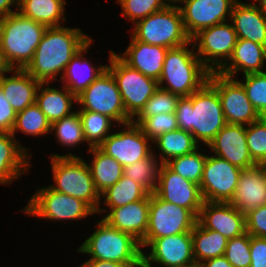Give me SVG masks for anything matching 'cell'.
<instances>
[{
	"mask_svg": "<svg viewBox=\"0 0 266 267\" xmlns=\"http://www.w3.org/2000/svg\"><path fill=\"white\" fill-rule=\"evenodd\" d=\"M266 47L247 39H238L229 60L217 71L234 78L241 70L244 75L265 72ZM263 68V69H262Z\"/></svg>",
	"mask_w": 266,
	"mask_h": 267,
	"instance_id": "25",
	"label": "cell"
},
{
	"mask_svg": "<svg viewBox=\"0 0 266 267\" xmlns=\"http://www.w3.org/2000/svg\"><path fill=\"white\" fill-rule=\"evenodd\" d=\"M138 126L151 141L163 133L178 129L175 112L147 116L138 124Z\"/></svg>",
	"mask_w": 266,
	"mask_h": 267,
	"instance_id": "45",
	"label": "cell"
},
{
	"mask_svg": "<svg viewBox=\"0 0 266 267\" xmlns=\"http://www.w3.org/2000/svg\"><path fill=\"white\" fill-rule=\"evenodd\" d=\"M191 234L193 256L197 267L207 259L224 256L228 241L225 236L204 228L198 221Z\"/></svg>",
	"mask_w": 266,
	"mask_h": 267,
	"instance_id": "32",
	"label": "cell"
},
{
	"mask_svg": "<svg viewBox=\"0 0 266 267\" xmlns=\"http://www.w3.org/2000/svg\"><path fill=\"white\" fill-rule=\"evenodd\" d=\"M17 142L12 133H0V184L6 185L29 171V149Z\"/></svg>",
	"mask_w": 266,
	"mask_h": 267,
	"instance_id": "26",
	"label": "cell"
},
{
	"mask_svg": "<svg viewBox=\"0 0 266 267\" xmlns=\"http://www.w3.org/2000/svg\"><path fill=\"white\" fill-rule=\"evenodd\" d=\"M66 0H18V12L47 27L62 26Z\"/></svg>",
	"mask_w": 266,
	"mask_h": 267,
	"instance_id": "30",
	"label": "cell"
},
{
	"mask_svg": "<svg viewBox=\"0 0 266 267\" xmlns=\"http://www.w3.org/2000/svg\"><path fill=\"white\" fill-rule=\"evenodd\" d=\"M141 249L149 247V254L142 252L141 267H152L153 263L163 267H197L193 256L190 232L157 239H143Z\"/></svg>",
	"mask_w": 266,
	"mask_h": 267,
	"instance_id": "12",
	"label": "cell"
},
{
	"mask_svg": "<svg viewBox=\"0 0 266 267\" xmlns=\"http://www.w3.org/2000/svg\"><path fill=\"white\" fill-rule=\"evenodd\" d=\"M132 36L141 42L158 45L168 49L188 44L191 38L187 35L181 11L178 5L152 13L134 24Z\"/></svg>",
	"mask_w": 266,
	"mask_h": 267,
	"instance_id": "7",
	"label": "cell"
},
{
	"mask_svg": "<svg viewBox=\"0 0 266 267\" xmlns=\"http://www.w3.org/2000/svg\"><path fill=\"white\" fill-rule=\"evenodd\" d=\"M50 160L55 184L49 187L84 201L96 213L102 198L95 188L88 163L70 152L51 154Z\"/></svg>",
	"mask_w": 266,
	"mask_h": 267,
	"instance_id": "5",
	"label": "cell"
},
{
	"mask_svg": "<svg viewBox=\"0 0 266 267\" xmlns=\"http://www.w3.org/2000/svg\"><path fill=\"white\" fill-rule=\"evenodd\" d=\"M152 142L161 153L160 164H166L175 157L190 154L199 148L194 136L181 129L163 133Z\"/></svg>",
	"mask_w": 266,
	"mask_h": 267,
	"instance_id": "33",
	"label": "cell"
},
{
	"mask_svg": "<svg viewBox=\"0 0 266 267\" xmlns=\"http://www.w3.org/2000/svg\"><path fill=\"white\" fill-rule=\"evenodd\" d=\"M262 1V3L264 4V7H265V9H266V0H261Z\"/></svg>",
	"mask_w": 266,
	"mask_h": 267,
	"instance_id": "54",
	"label": "cell"
},
{
	"mask_svg": "<svg viewBox=\"0 0 266 267\" xmlns=\"http://www.w3.org/2000/svg\"><path fill=\"white\" fill-rule=\"evenodd\" d=\"M91 39L80 28L48 27L25 70L41 83L58 81L56 76H63L71 58Z\"/></svg>",
	"mask_w": 266,
	"mask_h": 267,
	"instance_id": "1",
	"label": "cell"
},
{
	"mask_svg": "<svg viewBox=\"0 0 266 267\" xmlns=\"http://www.w3.org/2000/svg\"><path fill=\"white\" fill-rule=\"evenodd\" d=\"M250 242L251 236L247 232L227 241L224 257L233 267H250Z\"/></svg>",
	"mask_w": 266,
	"mask_h": 267,
	"instance_id": "44",
	"label": "cell"
},
{
	"mask_svg": "<svg viewBox=\"0 0 266 267\" xmlns=\"http://www.w3.org/2000/svg\"><path fill=\"white\" fill-rule=\"evenodd\" d=\"M250 267H266V238L251 236Z\"/></svg>",
	"mask_w": 266,
	"mask_h": 267,
	"instance_id": "48",
	"label": "cell"
},
{
	"mask_svg": "<svg viewBox=\"0 0 266 267\" xmlns=\"http://www.w3.org/2000/svg\"><path fill=\"white\" fill-rule=\"evenodd\" d=\"M21 212L56 222L77 221L95 213L84 201L50 187L37 189Z\"/></svg>",
	"mask_w": 266,
	"mask_h": 267,
	"instance_id": "10",
	"label": "cell"
},
{
	"mask_svg": "<svg viewBox=\"0 0 266 267\" xmlns=\"http://www.w3.org/2000/svg\"><path fill=\"white\" fill-rule=\"evenodd\" d=\"M237 40L233 24L228 22L202 29L191 38L197 56L210 72H217L229 60Z\"/></svg>",
	"mask_w": 266,
	"mask_h": 267,
	"instance_id": "11",
	"label": "cell"
},
{
	"mask_svg": "<svg viewBox=\"0 0 266 267\" xmlns=\"http://www.w3.org/2000/svg\"><path fill=\"white\" fill-rule=\"evenodd\" d=\"M126 129L111 133L98 147L115 158L123 167L147 158L153 143L133 122L125 124Z\"/></svg>",
	"mask_w": 266,
	"mask_h": 267,
	"instance_id": "16",
	"label": "cell"
},
{
	"mask_svg": "<svg viewBox=\"0 0 266 267\" xmlns=\"http://www.w3.org/2000/svg\"><path fill=\"white\" fill-rule=\"evenodd\" d=\"M175 114L178 129L189 131L197 143L207 146L227 124L218 92L208 82L190 96L180 97Z\"/></svg>",
	"mask_w": 266,
	"mask_h": 267,
	"instance_id": "2",
	"label": "cell"
},
{
	"mask_svg": "<svg viewBox=\"0 0 266 267\" xmlns=\"http://www.w3.org/2000/svg\"><path fill=\"white\" fill-rule=\"evenodd\" d=\"M50 132H54L58 143L63 147H76L80 146L83 142L86 143L82 122L78 111L54 122L51 124Z\"/></svg>",
	"mask_w": 266,
	"mask_h": 267,
	"instance_id": "38",
	"label": "cell"
},
{
	"mask_svg": "<svg viewBox=\"0 0 266 267\" xmlns=\"http://www.w3.org/2000/svg\"><path fill=\"white\" fill-rule=\"evenodd\" d=\"M149 193L138 183L124 175L121 179L104 191L100 197L104 198L106 207L98 208L96 213L109 212L112 208L122 207L129 203L144 199Z\"/></svg>",
	"mask_w": 266,
	"mask_h": 267,
	"instance_id": "34",
	"label": "cell"
},
{
	"mask_svg": "<svg viewBox=\"0 0 266 267\" xmlns=\"http://www.w3.org/2000/svg\"><path fill=\"white\" fill-rule=\"evenodd\" d=\"M229 203L244 214L266 205V165L242 169L234 196Z\"/></svg>",
	"mask_w": 266,
	"mask_h": 267,
	"instance_id": "22",
	"label": "cell"
},
{
	"mask_svg": "<svg viewBox=\"0 0 266 267\" xmlns=\"http://www.w3.org/2000/svg\"><path fill=\"white\" fill-rule=\"evenodd\" d=\"M198 267H233V265L224 256H221L207 259Z\"/></svg>",
	"mask_w": 266,
	"mask_h": 267,
	"instance_id": "50",
	"label": "cell"
},
{
	"mask_svg": "<svg viewBox=\"0 0 266 267\" xmlns=\"http://www.w3.org/2000/svg\"><path fill=\"white\" fill-rule=\"evenodd\" d=\"M191 44L193 47L190 50L187 46ZM209 74L210 71L202 64L190 41L181 47L168 49L158 85L180 97L190 96L208 81Z\"/></svg>",
	"mask_w": 266,
	"mask_h": 267,
	"instance_id": "4",
	"label": "cell"
},
{
	"mask_svg": "<svg viewBox=\"0 0 266 267\" xmlns=\"http://www.w3.org/2000/svg\"><path fill=\"white\" fill-rule=\"evenodd\" d=\"M109 61L107 69L117 83L126 114L133 120L159 88L158 81L129 67L113 50H110Z\"/></svg>",
	"mask_w": 266,
	"mask_h": 267,
	"instance_id": "8",
	"label": "cell"
},
{
	"mask_svg": "<svg viewBox=\"0 0 266 267\" xmlns=\"http://www.w3.org/2000/svg\"><path fill=\"white\" fill-rule=\"evenodd\" d=\"M238 0H184L178 5L187 35L192 38L200 30L227 22ZM227 16V18H226Z\"/></svg>",
	"mask_w": 266,
	"mask_h": 267,
	"instance_id": "17",
	"label": "cell"
},
{
	"mask_svg": "<svg viewBox=\"0 0 266 267\" xmlns=\"http://www.w3.org/2000/svg\"><path fill=\"white\" fill-rule=\"evenodd\" d=\"M91 164L88 163L97 192L101 195L109 187L116 184L123 176V166L112 156L107 155L99 147H90Z\"/></svg>",
	"mask_w": 266,
	"mask_h": 267,
	"instance_id": "31",
	"label": "cell"
},
{
	"mask_svg": "<svg viewBox=\"0 0 266 267\" xmlns=\"http://www.w3.org/2000/svg\"><path fill=\"white\" fill-rule=\"evenodd\" d=\"M16 116L17 112L10 105L4 92L0 89V133L12 132Z\"/></svg>",
	"mask_w": 266,
	"mask_h": 267,
	"instance_id": "47",
	"label": "cell"
},
{
	"mask_svg": "<svg viewBox=\"0 0 266 267\" xmlns=\"http://www.w3.org/2000/svg\"><path fill=\"white\" fill-rule=\"evenodd\" d=\"M77 104L81 105L79 110L98 112L109 116L115 121V126L118 123V127L132 122V119L126 114L117 83L108 69L77 95Z\"/></svg>",
	"mask_w": 266,
	"mask_h": 267,
	"instance_id": "9",
	"label": "cell"
},
{
	"mask_svg": "<svg viewBox=\"0 0 266 267\" xmlns=\"http://www.w3.org/2000/svg\"><path fill=\"white\" fill-rule=\"evenodd\" d=\"M82 122L83 134L90 147H98L111 133L115 122L107 115L87 110H77Z\"/></svg>",
	"mask_w": 266,
	"mask_h": 267,
	"instance_id": "36",
	"label": "cell"
},
{
	"mask_svg": "<svg viewBox=\"0 0 266 267\" xmlns=\"http://www.w3.org/2000/svg\"><path fill=\"white\" fill-rule=\"evenodd\" d=\"M13 76L0 78V89L18 113L36 102V94L41 84L25 69H11Z\"/></svg>",
	"mask_w": 266,
	"mask_h": 267,
	"instance_id": "27",
	"label": "cell"
},
{
	"mask_svg": "<svg viewBox=\"0 0 266 267\" xmlns=\"http://www.w3.org/2000/svg\"><path fill=\"white\" fill-rule=\"evenodd\" d=\"M80 266L81 267H141V264H122L113 261L88 259L83 264L81 263Z\"/></svg>",
	"mask_w": 266,
	"mask_h": 267,
	"instance_id": "49",
	"label": "cell"
},
{
	"mask_svg": "<svg viewBox=\"0 0 266 267\" xmlns=\"http://www.w3.org/2000/svg\"><path fill=\"white\" fill-rule=\"evenodd\" d=\"M95 226L97 229L78 247V252L90 255V259L141 264L143 251L131 234L110 226L103 219Z\"/></svg>",
	"mask_w": 266,
	"mask_h": 267,
	"instance_id": "6",
	"label": "cell"
},
{
	"mask_svg": "<svg viewBox=\"0 0 266 267\" xmlns=\"http://www.w3.org/2000/svg\"><path fill=\"white\" fill-rule=\"evenodd\" d=\"M50 83H41L37 94H36V104L39 106L40 110L45 114L49 122L52 124L72 113V105L77 103V96L73 94L64 85L57 89L56 87L47 86ZM44 85H46L44 87Z\"/></svg>",
	"mask_w": 266,
	"mask_h": 267,
	"instance_id": "29",
	"label": "cell"
},
{
	"mask_svg": "<svg viewBox=\"0 0 266 267\" xmlns=\"http://www.w3.org/2000/svg\"><path fill=\"white\" fill-rule=\"evenodd\" d=\"M242 169L215 155L206 158L199 184L204 201L230 202Z\"/></svg>",
	"mask_w": 266,
	"mask_h": 267,
	"instance_id": "15",
	"label": "cell"
},
{
	"mask_svg": "<svg viewBox=\"0 0 266 267\" xmlns=\"http://www.w3.org/2000/svg\"><path fill=\"white\" fill-rule=\"evenodd\" d=\"M179 98L180 96L177 94L158 88L132 122L138 125L147 116H154L160 113H174Z\"/></svg>",
	"mask_w": 266,
	"mask_h": 267,
	"instance_id": "40",
	"label": "cell"
},
{
	"mask_svg": "<svg viewBox=\"0 0 266 267\" xmlns=\"http://www.w3.org/2000/svg\"><path fill=\"white\" fill-rule=\"evenodd\" d=\"M239 82L259 115L266 117V72L246 74Z\"/></svg>",
	"mask_w": 266,
	"mask_h": 267,
	"instance_id": "42",
	"label": "cell"
},
{
	"mask_svg": "<svg viewBox=\"0 0 266 267\" xmlns=\"http://www.w3.org/2000/svg\"><path fill=\"white\" fill-rule=\"evenodd\" d=\"M153 151L147 158L123 167V175L142 186L149 194L158 186V175L161 164Z\"/></svg>",
	"mask_w": 266,
	"mask_h": 267,
	"instance_id": "35",
	"label": "cell"
},
{
	"mask_svg": "<svg viewBox=\"0 0 266 267\" xmlns=\"http://www.w3.org/2000/svg\"><path fill=\"white\" fill-rule=\"evenodd\" d=\"M149 205L150 194L142 200L122 207L112 208L102 219L110 226L131 234L136 240L141 242L147 232Z\"/></svg>",
	"mask_w": 266,
	"mask_h": 267,
	"instance_id": "23",
	"label": "cell"
},
{
	"mask_svg": "<svg viewBox=\"0 0 266 267\" xmlns=\"http://www.w3.org/2000/svg\"><path fill=\"white\" fill-rule=\"evenodd\" d=\"M197 217L189 210L150 194L148 227L144 239H157L192 231Z\"/></svg>",
	"mask_w": 266,
	"mask_h": 267,
	"instance_id": "13",
	"label": "cell"
},
{
	"mask_svg": "<svg viewBox=\"0 0 266 267\" xmlns=\"http://www.w3.org/2000/svg\"><path fill=\"white\" fill-rule=\"evenodd\" d=\"M197 221L228 240L246 232L245 214L229 202L204 201Z\"/></svg>",
	"mask_w": 266,
	"mask_h": 267,
	"instance_id": "20",
	"label": "cell"
},
{
	"mask_svg": "<svg viewBox=\"0 0 266 267\" xmlns=\"http://www.w3.org/2000/svg\"><path fill=\"white\" fill-rule=\"evenodd\" d=\"M12 5H15L16 11L11 9ZM15 12H18V0H0V19Z\"/></svg>",
	"mask_w": 266,
	"mask_h": 267,
	"instance_id": "51",
	"label": "cell"
},
{
	"mask_svg": "<svg viewBox=\"0 0 266 267\" xmlns=\"http://www.w3.org/2000/svg\"><path fill=\"white\" fill-rule=\"evenodd\" d=\"M117 3L121 5V15L133 24L169 5L166 0H117Z\"/></svg>",
	"mask_w": 266,
	"mask_h": 267,
	"instance_id": "43",
	"label": "cell"
},
{
	"mask_svg": "<svg viewBox=\"0 0 266 267\" xmlns=\"http://www.w3.org/2000/svg\"><path fill=\"white\" fill-rule=\"evenodd\" d=\"M51 123L40 110L39 106L34 103L24 110L17 113L16 121L12 134L15 136V132H22L25 135L43 136L50 133Z\"/></svg>",
	"mask_w": 266,
	"mask_h": 267,
	"instance_id": "37",
	"label": "cell"
},
{
	"mask_svg": "<svg viewBox=\"0 0 266 267\" xmlns=\"http://www.w3.org/2000/svg\"><path fill=\"white\" fill-rule=\"evenodd\" d=\"M93 39H91L71 61L67 64L60 81L76 96L85 90L99 75L107 69V65L95 67L86 59L84 53L88 52Z\"/></svg>",
	"mask_w": 266,
	"mask_h": 267,
	"instance_id": "28",
	"label": "cell"
},
{
	"mask_svg": "<svg viewBox=\"0 0 266 267\" xmlns=\"http://www.w3.org/2000/svg\"><path fill=\"white\" fill-rule=\"evenodd\" d=\"M47 28L19 12L0 19V51L11 69L27 67Z\"/></svg>",
	"mask_w": 266,
	"mask_h": 267,
	"instance_id": "3",
	"label": "cell"
},
{
	"mask_svg": "<svg viewBox=\"0 0 266 267\" xmlns=\"http://www.w3.org/2000/svg\"><path fill=\"white\" fill-rule=\"evenodd\" d=\"M207 82L218 92L226 123L247 126L261 118L239 80L210 72Z\"/></svg>",
	"mask_w": 266,
	"mask_h": 267,
	"instance_id": "14",
	"label": "cell"
},
{
	"mask_svg": "<svg viewBox=\"0 0 266 267\" xmlns=\"http://www.w3.org/2000/svg\"><path fill=\"white\" fill-rule=\"evenodd\" d=\"M167 51L168 48L138 41L131 35L129 46L117 56L129 67L158 81Z\"/></svg>",
	"mask_w": 266,
	"mask_h": 267,
	"instance_id": "24",
	"label": "cell"
},
{
	"mask_svg": "<svg viewBox=\"0 0 266 267\" xmlns=\"http://www.w3.org/2000/svg\"><path fill=\"white\" fill-rule=\"evenodd\" d=\"M199 149L190 154L175 157L167 162L166 165L176 174L199 185L207 158V155L202 154Z\"/></svg>",
	"mask_w": 266,
	"mask_h": 267,
	"instance_id": "39",
	"label": "cell"
},
{
	"mask_svg": "<svg viewBox=\"0 0 266 267\" xmlns=\"http://www.w3.org/2000/svg\"><path fill=\"white\" fill-rule=\"evenodd\" d=\"M253 2L238 0L231 12L230 22L238 39H247L266 47V9L261 0Z\"/></svg>",
	"mask_w": 266,
	"mask_h": 267,
	"instance_id": "21",
	"label": "cell"
},
{
	"mask_svg": "<svg viewBox=\"0 0 266 267\" xmlns=\"http://www.w3.org/2000/svg\"><path fill=\"white\" fill-rule=\"evenodd\" d=\"M7 72H11V68L8 66L3 54L0 51V78L4 76Z\"/></svg>",
	"mask_w": 266,
	"mask_h": 267,
	"instance_id": "52",
	"label": "cell"
},
{
	"mask_svg": "<svg viewBox=\"0 0 266 267\" xmlns=\"http://www.w3.org/2000/svg\"><path fill=\"white\" fill-rule=\"evenodd\" d=\"M213 154L240 169L257 165L251 158L246 144V126L226 124L208 144Z\"/></svg>",
	"mask_w": 266,
	"mask_h": 267,
	"instance_id": "19",
	"label": "cell"
},
{
	"mask_svg": "<svg viewBox=\"0 0 266 267\" xmlns=\"http://www.w3.org/2000/svg\"><path fill=\"white\" fill-rule=\"evenodd\" d=\"M246 144L252 160L266 165V117L246 126Z\"/></svg>",
	"mask_w": 266,
	"mask_h": 267,
	"instance_id": "41",
	"label": "cell"
},
{
	"mask_svg": "<svg viewBox=\"0 0 266 267\" xmlns=\"http://www.w3.org/2000/svg\"><path fill=\"white\" fill-rule=\"evenodd\" d=\"M246 232L250 236L266 238V205L245 213Z\"/></svg>",
	"mask_w": 266,
	"mask_h": 267,
	"instance_id": "46",
	"label": "cell"
},
{
	"mask_svg": "<svg viewBox=\"0 0 266 267\" xmlns=\"http://www.w3.org/2000/svg\"><path fill=\"white\" fill-rule=\"evenodd\" d=\"M154 194L160 199L189 209L197 218L203 205L200 186L161 164Z\"/></svg>",
	"mask_w": 266,
	"mask_h": 267,
	"instance_id": "18",
	"label": "cell"
},
{
	"mask_svg": "<svg viewBox=\"0 0 266 267\" xmlns=\"http://www.w3.org/2000/svg\"><path fill=\"white\" fill-rule=\"evenodd\" d=\"M167 1V3L169 4V5H172V4H176V3H181L182 1H184V0H166ZM172 3V4H171Z\"/></svg>",
	"mask_w": 266,
	"mask_h": 267,
	"instance_id": "53",
	"label": "cell"
}]
</instances>
